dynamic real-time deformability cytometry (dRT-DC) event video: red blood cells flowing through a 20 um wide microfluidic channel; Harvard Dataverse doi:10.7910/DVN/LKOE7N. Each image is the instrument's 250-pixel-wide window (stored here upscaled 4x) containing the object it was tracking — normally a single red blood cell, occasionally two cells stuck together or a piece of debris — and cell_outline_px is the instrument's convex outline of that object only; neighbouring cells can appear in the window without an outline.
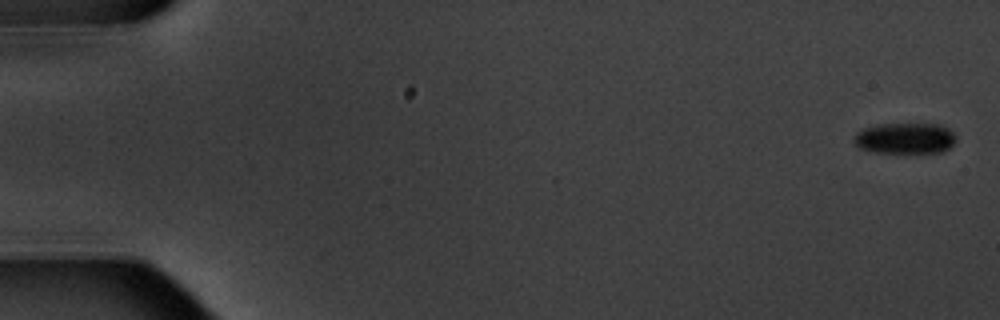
{"species": "common noctule bat (a hibernating species)", "species_latin": "Nyctalus noctula", "temperature_condition": "warm", "stored_images_in_passage": 6, "camera_frame_rate_fps": 3000, "um_per_image_px": 0.085, "animal": {"sex": "male", "body_mass_g": 20.1, "forearm_length_mm": 53.5}, "frame": {"image": 1, "passage_image": 1, "time_ms": 0.0, "image_size_px": [1000, 320], "cell_outline_px": [[956, 140], [948, 148], [940, 152], [876, 152], [860, 148], [852, 140], [856, 132], [864, 128], [876, 124], [940, 124], [948, 128], [956, 136]], "centroid_in_image_um": [76.91, 11.74], "position_along_channel_um": 8.1, "area_um2": 18.32}}
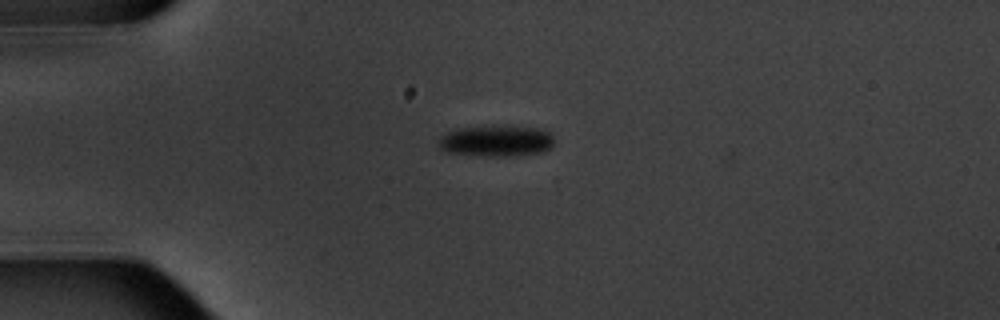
{"frame": {"image": 2, "passage_image": 5, "time_ms": 4.667, "image_size_px": [1000, 320], "cell_outline_px": [[552, 148], [544, 152], [516, 156], [488, 156], [448, 152], [440, 148], [436, 140], [440, 136], [456, 128], [492, 124], [508, 124], [536, 128], [548, 132], [552, 136]], "centroid_in_image_um": [42.17, 11.94], "position_along_channel_um": 42.8, "area_um2": 21.73}}